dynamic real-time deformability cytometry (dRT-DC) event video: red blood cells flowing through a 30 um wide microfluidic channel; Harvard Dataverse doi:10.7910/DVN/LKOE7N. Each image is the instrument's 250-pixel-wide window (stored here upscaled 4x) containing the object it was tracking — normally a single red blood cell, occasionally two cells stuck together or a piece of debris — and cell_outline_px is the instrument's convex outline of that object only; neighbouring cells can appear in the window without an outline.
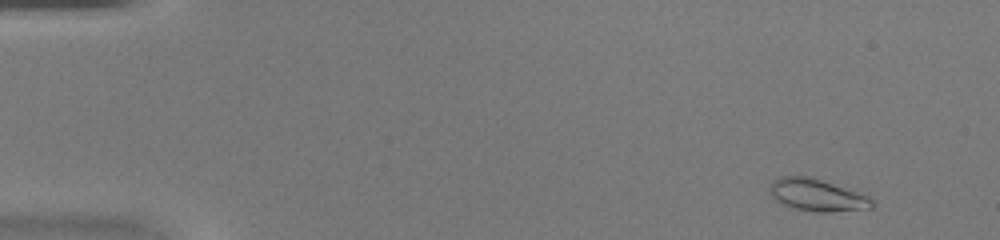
{"species": "common noctule bat (a hibernating species)", "species_latin": "Nyctalus noctula", "temperature_condition": "warm", "stored_images_in_passage": 47, "camera_frame_rate_fps": 3000, "um_per_image_px": 0.085, "animal": {"sex": "female", "body_mass_g": 20.0, "forearm_length_mm": 54.0}, "frame": {"image": 1, "passage_image": 4, "time_ms": 1.0, "image_size_px": [1000, 240], "cell_outline_px": [[876, 204], [872, 208], [828, 212], [816, 212], [796, 208], [784, 204], [776, 200], [768, 192], [768, 184], [772, 180], [780, 176], [812, 176], [868, 196]], "centroid_in_image_um": [69.41, 16.56], "position_along_channel_um": 15.6, "area_um2": 19.25}}
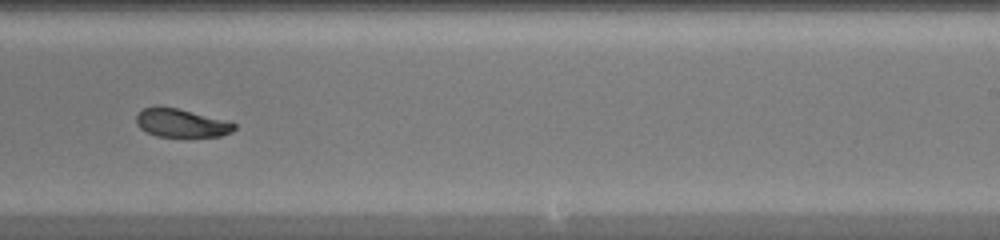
{"frame": {"image": 2, "passage_image": 30, "time_ms": 9.667, "image_size_px": [1000, 240], "cell_outline_px": [[236, 128], [232, 132], [220, 136], [156, 136], [140, 128], [136, 124], [136, 112], [144, 108], [156, 104], [176, 108], [228, 120], [236, 124]], "centroid_in_image_um": [15.38, 10.43], "position_along_channel_um": 273.6, "area_um2": 16.42}}
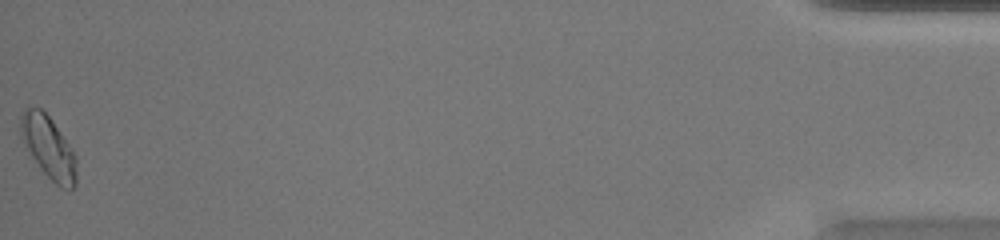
{"frame": {"image": 3, "passage_image": 47, "time_ms": 15.333, "image_size_px": [1000, 240], "cell_outline_px": [[76, 184], [72, 188], [60, 188], [40, 168], [24, 144], [20, 136], [20, 116], [24, 108], [28, 104], [40, 108], [48, 116], [68, 144], [76, 156]], "centroid_in_image_um": [4.09, 12.49], "position_along_channel_um": 431.1, "area_um2": 20.06}}